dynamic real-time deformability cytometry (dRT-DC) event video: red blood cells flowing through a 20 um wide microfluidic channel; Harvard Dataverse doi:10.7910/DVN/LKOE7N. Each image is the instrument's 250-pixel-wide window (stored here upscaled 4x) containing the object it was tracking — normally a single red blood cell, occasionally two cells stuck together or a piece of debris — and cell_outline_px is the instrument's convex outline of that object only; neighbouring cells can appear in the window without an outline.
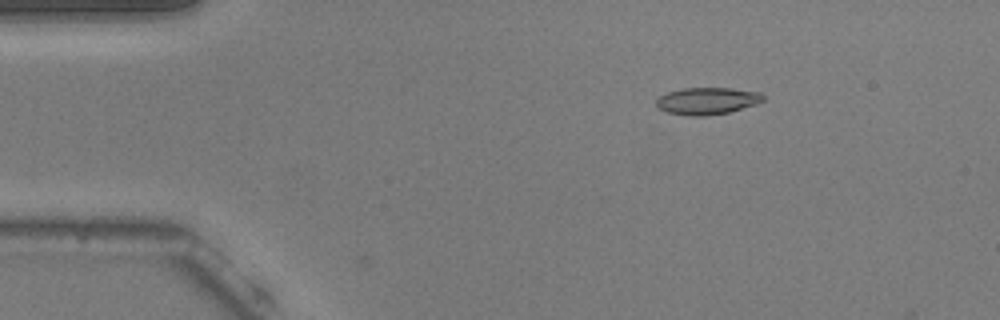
{"species": "common noctule bat (a hibernating species)", "species_latin": "Nyctalus noctula", "temperature_condition": "warm", "stored_images_in_passage": 9, "camera_frame_rate_fps": 3000, "um_per_image_px": 0.085, "animal": {"sex": "male", "body_mass_g": 20.5, "forearm_length_mm": 52.5}, "frame": {"image": 1, "passage_image": 9, "time_ms": 2.667, "image_size_px": [1000, 320], "cell_outline_px": [[764, 100], [756, 104], [728, 112], [704, 116], [692, 116], [668, 112], [656, 108], [656, 100], [660, 96], [668, 92], [684, 88], [732, 88], [760, 92], [764, 96]], "centroid_in_image_um": [60.1, 8.57], "position_along_channel_um": 24.9, "area_um2": 16.76}}